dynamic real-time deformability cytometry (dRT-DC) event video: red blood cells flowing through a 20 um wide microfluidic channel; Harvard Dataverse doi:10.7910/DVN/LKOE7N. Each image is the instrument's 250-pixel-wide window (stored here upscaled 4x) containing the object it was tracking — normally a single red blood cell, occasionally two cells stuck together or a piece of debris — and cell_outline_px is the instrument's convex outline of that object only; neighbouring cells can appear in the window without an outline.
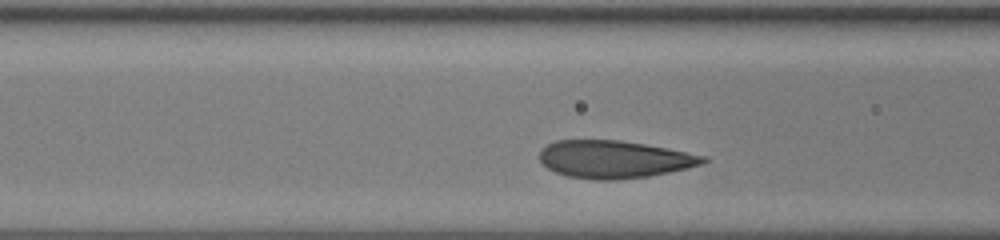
{"species": "human", "species_latin": "Homo sapiens", "temperature_condition": "room temperature", "stored_images_in_passage": 27, "segment_of_instrument_passage": [1, 2], "camera_frame_rate_fps": 3000, "um_per_image_px": 0.085, "donor": {"sex": "female"}, "frame": {"image": 1, "passage_image": 5, "time_ms": 1.333, "image_size_px": [1000, 240], "cell_outline_px": [[708, 160], [700, 164], [688, 168], [648, 176], [616, 180], [592, 180], [568, 176], [556, 172], [548, 168], [540, 160], [540, 148], [556, 140], [620, 140], [668, 148], [708, 156]], "centroid_in_image_um": [52.21, 13.54], "position_along_channel_um": 114.4, "area_um2": 35.84}}
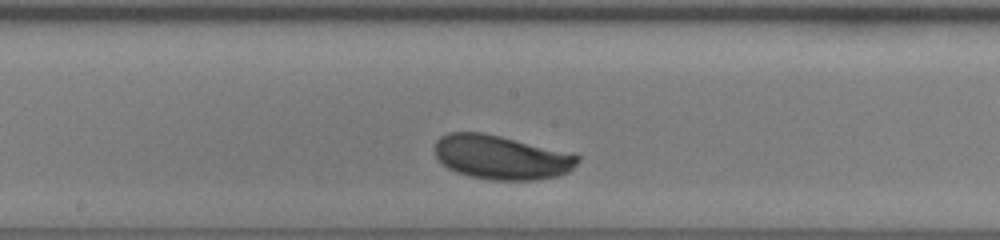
{"frame": {"image": 2, "passage_image": 12, "time_ms": 3.667, "image_size_px": [1000, 240], "cell_outline_px": [[580, 160], [568, 172], [560, 176], [532, 180], [492, 180], [468, 176], [456, 172], [448, 168], [436, 156], [436, 140], [440, 136], [452, 132], [480, 132], [500, 136], [580, 156]], "centroid_in_image_um": [42.58, 13.38], "position_along_channel_um": 205.6, "area_um2": 36.24}}
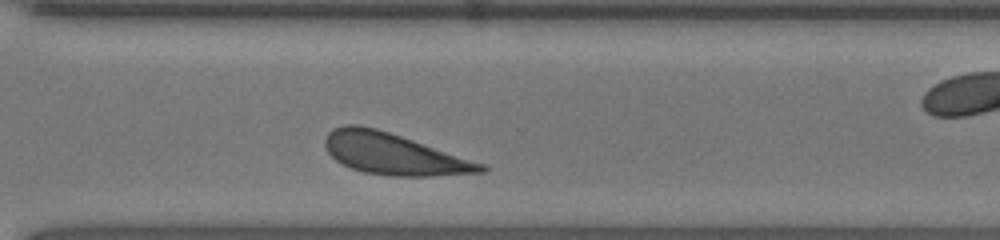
{"frame": {"image": 3, "passage_image": 22, "time_ms": 7.0, "image_size_px": [1000, 240], "cell_outline_px": [[488, 168], [484, 172], [428, 176], [392, 176], [364, 172], [352, 168], [336, 160], [328, 152], [324, 144], [324, 140], [328, 132], [332, 128], [344, 124], [360, 124], [376, 128], [484, 164]], "centroid_in_image_um": [33.39, 13.07], "position_along_channel_um": 337.2, "area_um2": 37.05}}